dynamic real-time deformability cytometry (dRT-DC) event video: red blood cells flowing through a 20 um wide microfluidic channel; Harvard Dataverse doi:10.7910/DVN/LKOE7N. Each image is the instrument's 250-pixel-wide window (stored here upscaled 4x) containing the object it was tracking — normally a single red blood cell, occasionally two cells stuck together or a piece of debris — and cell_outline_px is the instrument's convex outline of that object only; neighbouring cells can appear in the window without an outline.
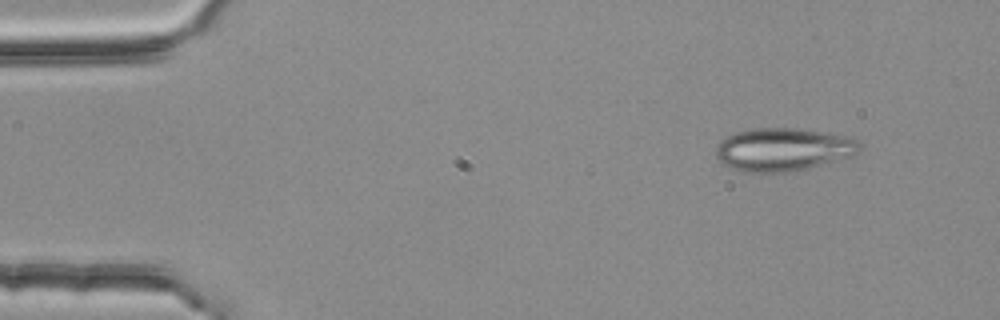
{"species": "common noctule bat (a hibernating species)", "species_latin": "Nyctalus noctula", "temperature_condition": "room temperature", "stored_images_in_passage": 3, "camera_frame_rate_fps": 3000, "um_per_image_px": 0.085, "animal": {"sex": "female", "body_mass_g": 25.1}, "frame": {"image": 1, "passage_image": 1, "time_ms": 0.0, "image_size_px": [1000, 320], "cell_outline_px": [[860, 148], [852, 156], [808, 168], [788, 172], [744, 172], [732, 168], [724, 164], [716, 156], [716, 148], [728, 136], [736, 132], [756, 128], [800, 128], [844, 136], [856, 140], [860, 144]], "centroid_in_image_um": [66.56, 12.71], "position_along_channel_um": 18.4, "area_um2": 35.55}}